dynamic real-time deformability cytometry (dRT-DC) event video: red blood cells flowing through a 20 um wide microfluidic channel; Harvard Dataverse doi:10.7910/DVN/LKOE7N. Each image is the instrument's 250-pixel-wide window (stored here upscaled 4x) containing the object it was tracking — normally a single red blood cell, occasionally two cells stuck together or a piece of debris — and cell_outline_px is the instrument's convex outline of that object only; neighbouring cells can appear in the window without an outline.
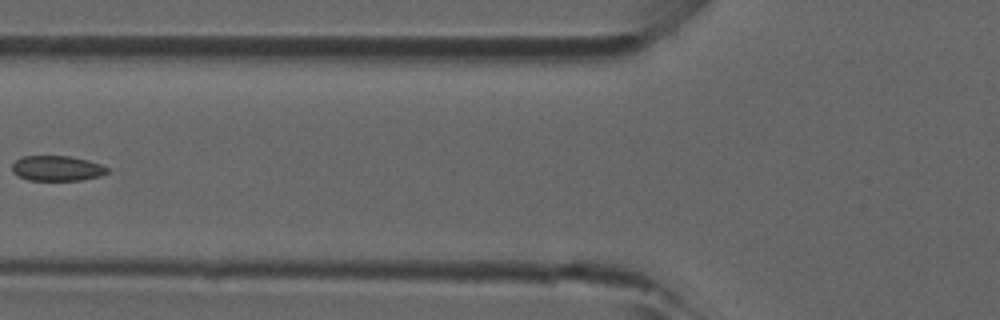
{"species": "common noctule bat (a hibernating species)", "species_latin": "Nyctalus noctula", "temperature_condition": "room temperature", "stored_images_in_passage": 4, "camera_frame_rate_fps": 3000, "um_per_image_px": 0.085, "animal": {"sex": "male", "forearm_length_mm": 52.5}, "frame": {"image": 1, "passage_image": 4, "time_ms": 1.0, "image_size_px": [1000, 320], "cell_outline_px": [[108, 172], [100, 176], [80, 180], [28, 180], [16, 176], [12, 172], [12, 164], [16, 160], [24, 156], [72, 156], [88, 160], [100, 164], [108, 168]], "centroid_in_image_um": [4.82, 14.31], "position_along_channel_um": 121.0, "area_um2": 14.05}}